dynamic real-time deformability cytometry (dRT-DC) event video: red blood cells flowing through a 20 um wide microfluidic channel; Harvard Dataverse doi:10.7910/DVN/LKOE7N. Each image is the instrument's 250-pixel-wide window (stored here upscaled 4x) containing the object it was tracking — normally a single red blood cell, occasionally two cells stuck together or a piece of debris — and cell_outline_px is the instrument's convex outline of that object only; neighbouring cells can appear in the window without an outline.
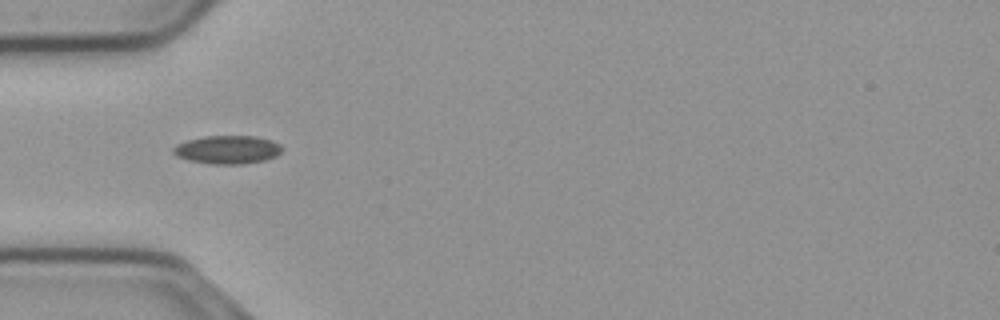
{"species": "common noctule bat (a hibernating species)", "species_latin": "Nyctalus noctula", "temperature_condition": "cold", "stored_images_in_passage": 41, "camera_frame_rate_fps": 3000, "um_per_image_px": 0.085, "animal": {"sex": "male", "body_mass_g": 23.1, "forearm_length_mm": 52.7}, "frame": {"image": 1, "passage_image": 3, "time_ms": 0.667, "image_size_px": [1000, 320], "cell_outline_px": [[284, 148], [276, 156], [264, 160], [244, 164], [212, 164], [188, 160], [176, 156], [172, 152], [172, 148], [176, 144], [188, 140], [208, 136], [256, 136], [272, 140], [280, 144]], "centroid_in_image_um": [19.34, 12.72], "position_along_channel_um": 65.7, "area_um2": 18.03}}
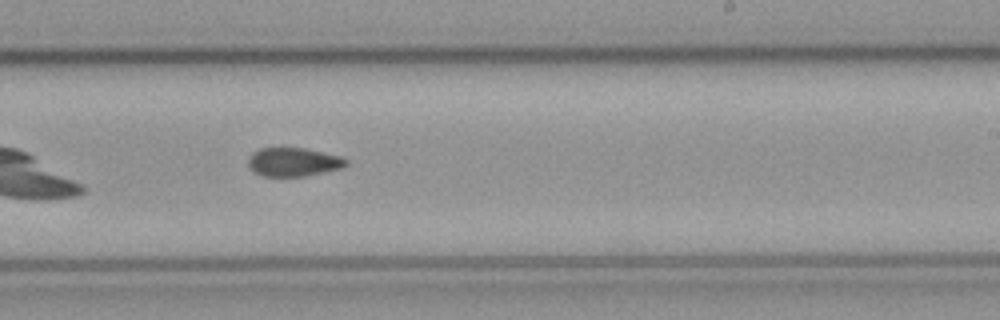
{"frame": {"image": 2, "passage_image": 19, "time_ms": 6.0, "image_size_px": [1000, 320], "cell_outline_px": [[348, 164], [340, 168], [324, 172], [304, 176], [264, 176], [256, 172], [248, 164], [248, 156], [252, 152], [260, 148], [304, 148], [340, 156], [348, 160]], "centroid_in_image_um": [24.94, 13.76], "position_along_channel_um": 264.1, "area_um2": 16.18}}
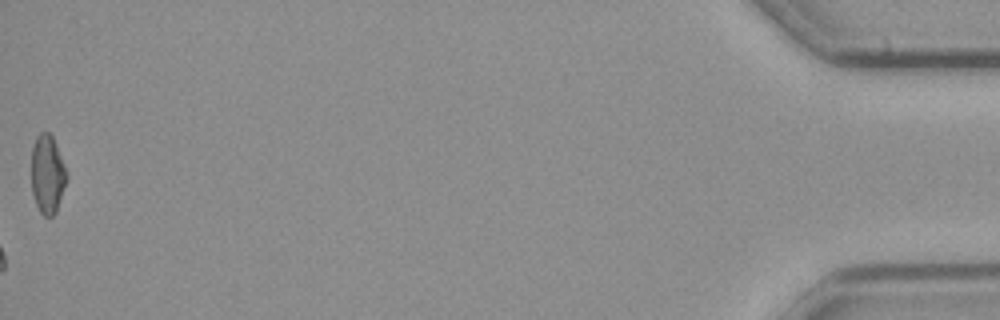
{"frame": {"image": 3, "passage_image": 41, "time_ms": 13.333, "image_size_px": [1000, 320], "cell_outline_px": [[68, 176], [56, 212], [52, 216], [44, 216], [40, 212], [36, 204], [32, 192], [32, 148], [36, 136], [40, 132], [48, 132], [52, 136], [64, 164]], "centroid_in_image_um": [4.03, 14.81], "position_along_channel_um": 431.2, "area_um2": 16.01}, "authors_computed_cell_mechanics": {"area_um2": 16.7042, "velocity_mm_per_s": 3.709, "shape_relaxation_time_tau1_ms": null, "shape_relaxation_time_tau2_ms": 3.9316, "deformation_change_tau1": null, "deformation_change_tau2": 0.0897}}